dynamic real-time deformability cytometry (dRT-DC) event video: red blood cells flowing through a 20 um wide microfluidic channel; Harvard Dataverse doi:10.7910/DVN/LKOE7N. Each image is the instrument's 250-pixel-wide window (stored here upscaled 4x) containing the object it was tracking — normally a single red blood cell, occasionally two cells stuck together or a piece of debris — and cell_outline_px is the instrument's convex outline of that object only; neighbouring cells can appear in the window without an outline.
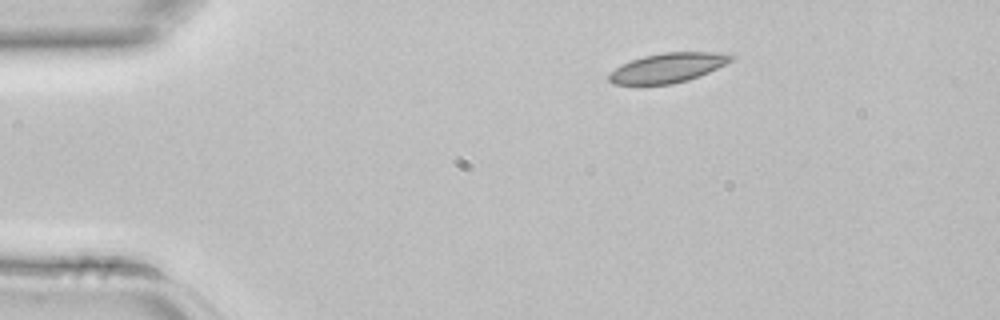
{"species": "common noctule bat (a hibernating species)", "species_latin": "Nyctalus noctula", "temperature_condition": "room temperature", "stored_images_in_passage": 2, "camera_frame_rate_fps": 3000, "um_per_image_px": 0.085, "animal": {"sex": "female", "body_mass_g": 22.7, "forearm_length_mm": 54.2}, "frame": {"image": 1, "passage_image": 1, "time_ms": 0.0, "image_size_px": [1000, 320], "cell_outline_px": [[736, 56], [732, 60], [708, 72], [688, 80], [672, 84], [612, 84], [608, 80], [608, 76], [616, 68], [632, 60], [644, 56], [664, 52], [716, 52]], "centroid_in_image_um": [56.76, 5.76], "position_along_channel_um": 28.2, "area_um2": 20.63}}
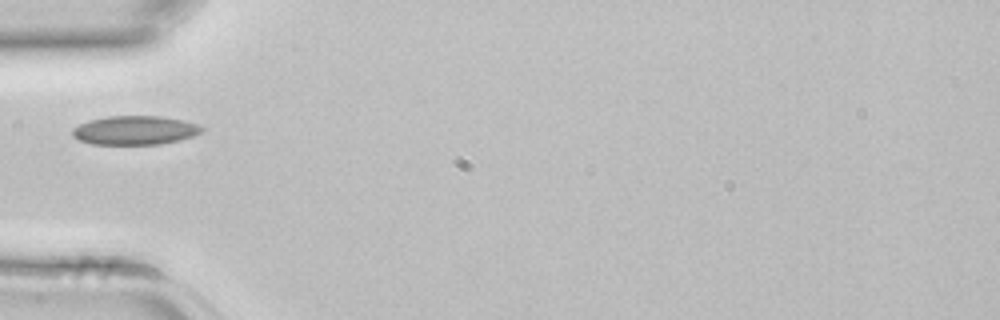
{"frame": {"image": 2, "passage_image": 2, "time_ms": 0.333, "image_size_px": [1000, 320], "cell_outline_px": [[204, 128], [200, 132], [192, 136], [180, 140], [160, 144], [92, 144], [80, 140], [72, 136], [72, 128], [88, 120], [108, 116], [160, 116], [184, 120], [200, 124]], "centroid_in_image_um": [11.47, 11.06], "position_along_channel_um": 73.5, "area_um2": 21.85}}